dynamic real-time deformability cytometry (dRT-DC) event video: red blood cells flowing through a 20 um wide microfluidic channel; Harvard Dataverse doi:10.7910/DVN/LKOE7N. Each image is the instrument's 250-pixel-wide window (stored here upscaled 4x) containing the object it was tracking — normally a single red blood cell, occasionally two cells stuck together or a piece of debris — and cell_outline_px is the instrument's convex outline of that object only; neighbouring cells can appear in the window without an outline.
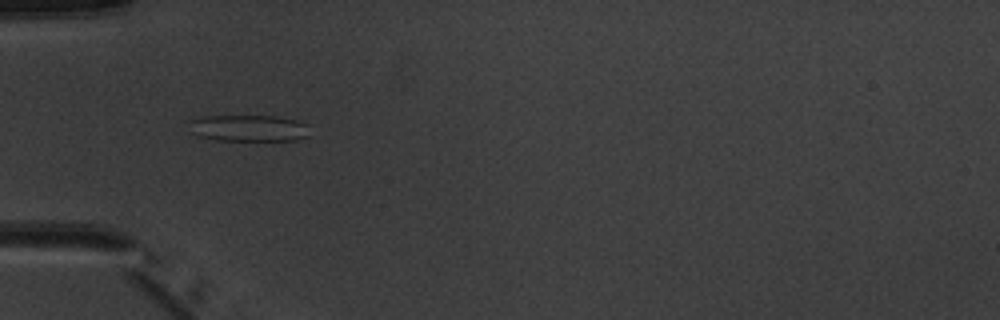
{"species": "common noctule bat (a hibernating species)", "species_latin": "Nyctalus noctula", "temperature_condition": "warm", "stored_images_in_passage": 5, "camera_frame_rate_fps": 3000, "um_per_image_px": 0.085, "animal": {"sex": "male", "body_mass_g": 20.1, "forearm_length_mm": 53.5}, "frame": {"image": 1, "passage_image": 3, "time_ms": 3.333, "image_size_px": [1000, 320], "cell_outline_px": [[308, 136], [296, 140], [216, 140], [196, 136], [192, 132], [192, 120], [204, 116], [276, 116], [296, 120], [308, 124]], "centroid_in_image_um": [21.18, 10.89], "position_along_channel_um": 63.8, "area_um2": 18.5}}
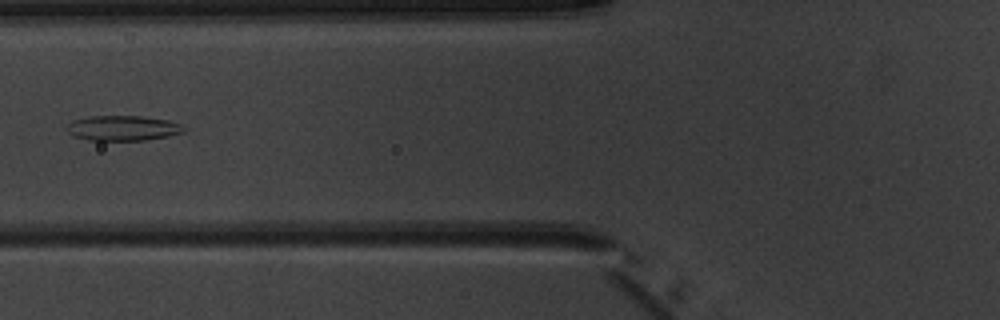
{"frame": {"image": 2, "passage_image": 4, "time_ms": 4.667, "image_size_px": [1000, 320], "cell_outline_px": [[184, 132], [168, 136], [144, 140], [88, 140], [72, 136], [64, 128], [72, 120], [88, 116], [140, 116], [168, 120], [180, 124], [184, 128]], "centroid_in_image_um": [10.38, 10.89], "position_along_channel_um": 115.4, "area_um2": 17.17}}
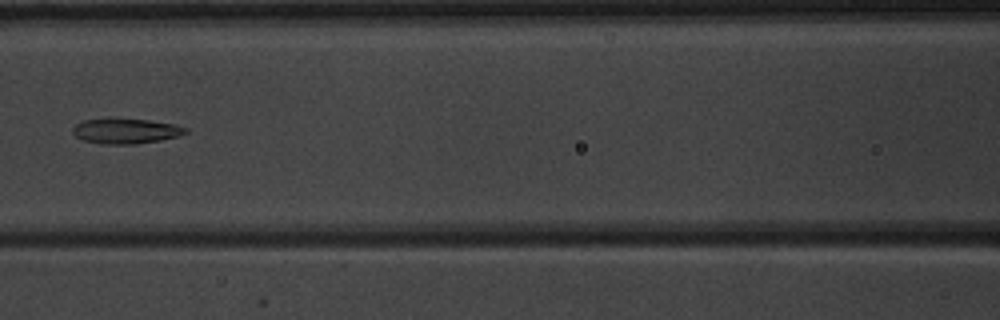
{"frame": {"image": 3, "passage_image": 5, "time_ms": 5.667, "image_size_px": [1000, 320], "cell_outline_px": [[188, 132], [176, 136], [160, 140], [136, 144], [104, 144], [84, 140], [76, 136], [72, 132], [72, 128], [76, 124], [84, 120], [148, 120], [176, 124], [188, 128]], "centroid_in_image_um": [10.72, 11.15], "position_along_channel_um": 155.9, "area_um2": 16.07}}